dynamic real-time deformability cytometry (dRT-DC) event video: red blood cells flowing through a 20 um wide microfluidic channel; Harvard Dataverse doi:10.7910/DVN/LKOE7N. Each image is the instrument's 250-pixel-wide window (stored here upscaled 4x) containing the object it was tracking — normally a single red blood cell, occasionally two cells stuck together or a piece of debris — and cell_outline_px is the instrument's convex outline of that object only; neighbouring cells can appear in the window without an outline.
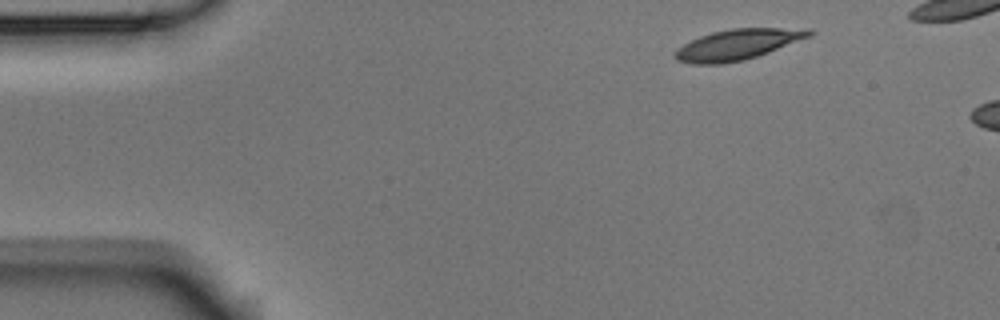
{"species": "Egyptian fruit bat (a non-hibernating species)", "species_latin": "Rousettus aegyptiacus", "temperature_condition": "room temperature", "stored_images_in_passage": 3, "camera_frame_rate_fps": 3000, "um_per_image_px": 0.085, "animal": {"sex": "male"}, "frame": {"image": 1, "passage_image": 1, "time_ms": 0.0, "image_size_px": [1000, 320], "cell_outline_px": [[816, 32], [812, 36], [768, 52], [744, 60], [720, 64], [692, 64], [676, 60], [676, 48], [700, 36], [712, 32], [732, 28], [812, 28]], "centroid_in_image_um": [62.75, 3.77], "position_along_channel_um": 22.2, "area_um2": 23.93}}